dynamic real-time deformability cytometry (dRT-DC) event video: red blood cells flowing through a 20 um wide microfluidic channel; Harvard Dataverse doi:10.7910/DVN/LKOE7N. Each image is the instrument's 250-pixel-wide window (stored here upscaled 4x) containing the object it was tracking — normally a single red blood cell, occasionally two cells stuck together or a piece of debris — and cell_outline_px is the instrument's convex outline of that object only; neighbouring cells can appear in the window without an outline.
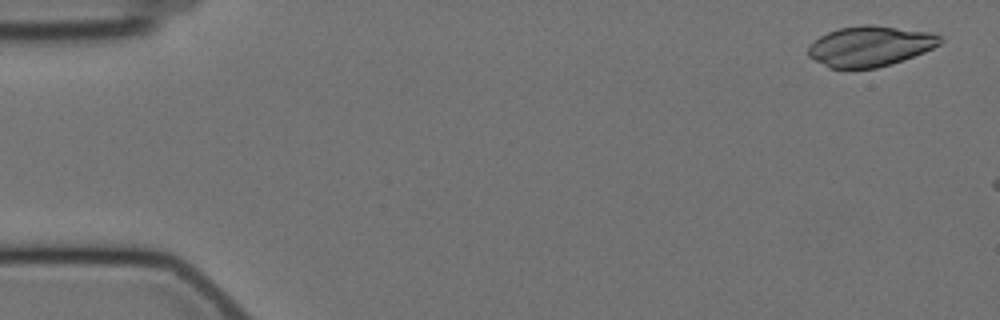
{"species": "Egyptian fruit bat (a non-hibernating species)", "species_latin": "Rousettus aegyptiacus", "temperature_condition": "cold", "stored_images_in_passage": 9, "camera_frame_rate_fps": 3000, "um_per_image_px": 0.085, "animal": {"sex": "female"}, "frame": {"image": 1, "passage_image": 2, "time_ms": 0.333, "image_size_px": [1000, 320], "cell_outline_px": [[944, 40], [940, 44], [924, 52], [904, 60], [892, 64], [876, 68], [828, 68], [808, 56], [808, 48], [820, 36], [828, 32], [840, 28], [864, 24], [872, 24], [936, 32]], "centroid_in_image_um": [74.01, 3.91], "position_along_channel_um": 11.0, "area_um2": 31.27}}